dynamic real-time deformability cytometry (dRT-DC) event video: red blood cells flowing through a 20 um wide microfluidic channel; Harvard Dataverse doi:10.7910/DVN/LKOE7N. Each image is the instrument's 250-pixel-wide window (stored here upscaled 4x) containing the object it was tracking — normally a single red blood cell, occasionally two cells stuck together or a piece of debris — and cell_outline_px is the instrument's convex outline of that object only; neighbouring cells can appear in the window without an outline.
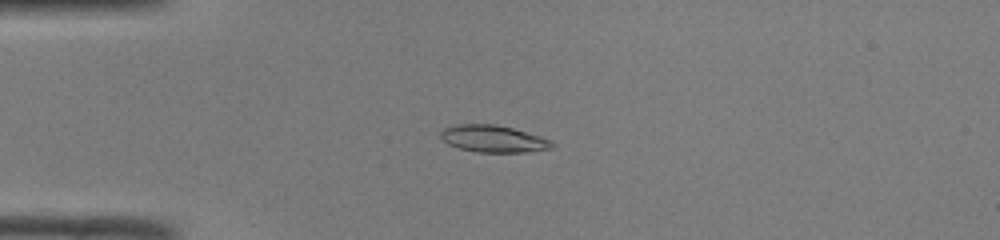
{"species": "common noctule bat (a hibernating species)", "species_latin": "Nyctalus noctula", "temperature_condition": "room temperature", "stored_images_in_passage": 50, "camera_frame_rate_fps": 3000, "um_per_image_px": 0.085, "animal": {"sex": "male", "body_mass_g": 19.0, "forearm_length_mm": 50.8}, "frame": {"image": 1, "passage_image": 13, "time_ms": 4.0, "image_size_px": [1000, 240], "cell_outline_px": [[556, 144], [552, 148], [524, 152], [476, 152], [460, 148], [448, 144], [440, 140], [440, 132], [444, 128], [456, 124], [496, 124], [512, 128], [540, 136], [552, 140]], "centroid_in_image_um": [41.91, 11.79], "position_along_channel_um": 43.1, "area_um2": 17.63}}
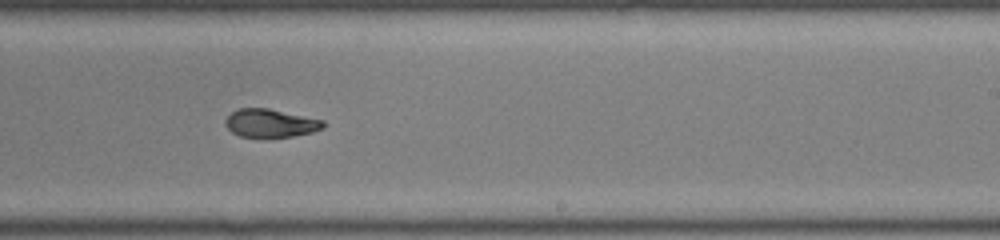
{"frame": {"image": 2, "passage_image": 31, "time_ms": 10.0, "image_size_px": [1000, 240], "cell_outline_px": [[324, 128], [312, 132], [292, 136], [264, 140], [240, 136], [232, 132], [224, 124], [224, 120], [232, 112], [240, 108], [268, 108], [324, 120]], "centroid_in_image_um": [22.97, 10.51], "position_along_channel_um": 266.0, "area_um2": 16.59}}
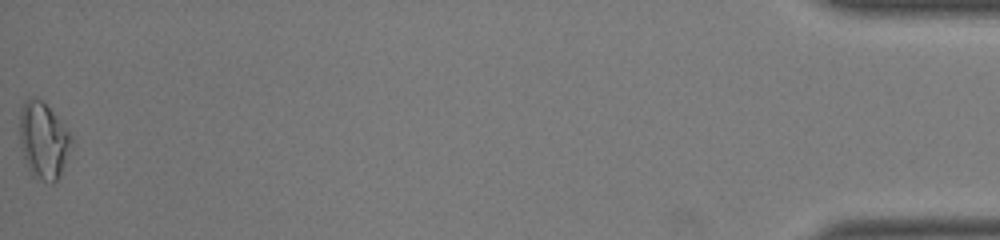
{"frame": {"image": 3, "passage_image": 50, "time_ms": 16.333, "image_size_px": [1000, 240], "cell_outline_px": [[72, 144], [60, 172], [56, 180], [52, 184], [32, 176], [28, 168], [20, 148], [20, 108], [24, 100], [36, 96], [52, 112], [72, 136]], "centroid_in_image_um": [3.65, 11.93], "position_along_channel_um": 431.6, "area_um2": 22.72}, "authors_computed_cell_mechanics": {"area_um2": 17.4556, "velocity_mm_per_s": 4.1246, "shape_relaxation_time_tau1_ms": null, "shape_relaxation_time_tau2_ms": 1.8648, "deformation_change_tau1": null, "deformation_change_tau2": 0.0697}}